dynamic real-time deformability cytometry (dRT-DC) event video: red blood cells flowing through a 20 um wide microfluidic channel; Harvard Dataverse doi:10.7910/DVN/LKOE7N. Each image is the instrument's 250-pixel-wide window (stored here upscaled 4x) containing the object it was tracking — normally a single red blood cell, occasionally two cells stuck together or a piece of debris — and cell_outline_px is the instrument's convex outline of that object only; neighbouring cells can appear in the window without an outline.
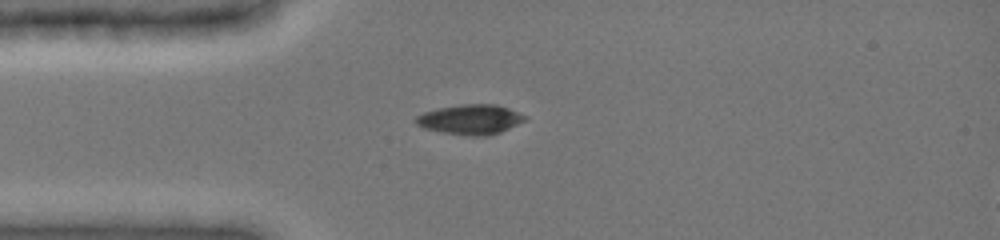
{"species": "common noctule bat (a hibernating species)", "species_latin": "Nyctalus noctula", "temperature_condition": "cold", "stored_images_in_passage": 37, "camera_frame_rate_fps": 3000, "um_per_image_px": 0.085, "animal": {"sex": "female", "body_mass_g": 19.0, "forearm_length_mm": 51.5}, "frame": {"image": 1, "passage_image": 1, "time_ms": 0.0, "image_size_px": [1000, 240], "cell_outline_px": [[528, 120], [500, 132], [488, 136], [472, 136], [444, 132], [424, 128], [416, 124], [416, 116], [424, 112], [440, 108], [460, 104], [496, 104], [508, 108], [528, 116]], "centroid_in_image_um": [40.04, 10.15], "position_along_channel_um": 45.0, "area_um2": 18.96}}
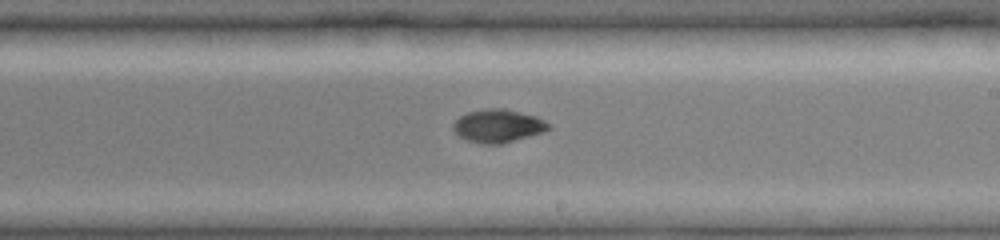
{"frame": {"image": 2, "passage_image": 17, "time_ms": 5.333, "image_size_px": [1000, 240], "cell_outline_px": [[552, 128], [544, 132], [500, 144], [480, 144], [468, 140], [460, 136], [452, 128], [452, 124], [460, 116], [468, 112], [484, 108], [504, 108], [536, 116], [552, 124]], "centroid_in_image_um": [42.36, 10.69], "position_along_channel_um": 246.6, "area_um2": 18.5}}
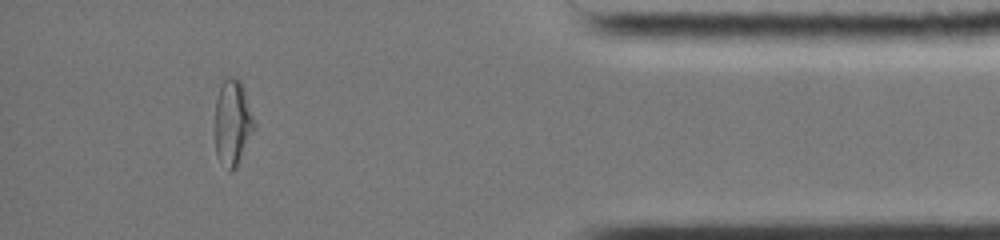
{"frame": {"image": 3, "passage_image": 32, "time_ms": 10.333, "image_size_px": [1000, 240], "cell_outline_px": [[252, 128], [236, 168], [232, 172], [228, 172], [216, 156], [216, 100], [220, 88], [224, 80], [228, 76], [236, 76], [240, 80], [244, 88], [252, 116]], "centroid_in_image_um": [19.72, 10.41], "position_along_channel_um": 415.5, "area_um2": 18.84}, "authors_computed_cell_mechanics": {"area_um2": 18.9584, "velocity_mm_per_s": 3.9943, "shape_relaxation_time_tau1_ms": 6.592, "shape_relaxation_time_tau2_ms": 5.1727, "deformation_change_tau1": 0.2151, "deformation_change_tau2": 0.0626}}